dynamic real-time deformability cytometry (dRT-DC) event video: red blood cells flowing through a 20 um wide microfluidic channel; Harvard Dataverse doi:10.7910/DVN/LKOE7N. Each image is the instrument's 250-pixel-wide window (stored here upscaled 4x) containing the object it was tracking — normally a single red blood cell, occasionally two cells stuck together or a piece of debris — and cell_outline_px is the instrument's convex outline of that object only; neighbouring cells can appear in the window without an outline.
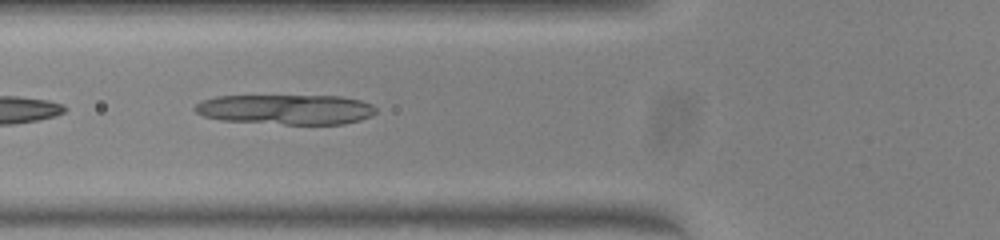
{"species": "common noctule bat (a hibernating species)", "species_latin": "Nyctalus noctula", "temperature_condition": "warm", "stored_images_in_passage": 35, "camera_frame_rate_fps": 3000, "um_per_image_px": 0.085, "animal": {"sex": "female", "body_mass_g": 23.0, "forearm_length_mm": 53.4}, "frame": {"image": 1, "passage_image": 4, "time_ms": 1.0, "image_size_px": [1000, 240], "cell_outline_px": [[376, 112], [372, 116], [360, 120], [344, 124], [284, 124], [220, 120], [204, 116], [196, 112], [192, 108], [196, 104], [204, 100], [216, 96], [340, 96], [360, 100], [372, 104], [376, 108]], "centroid_in_image_um": [24.33, 9.3], "position_along_channel_um": 101.5, "area_um2": 31.67}}
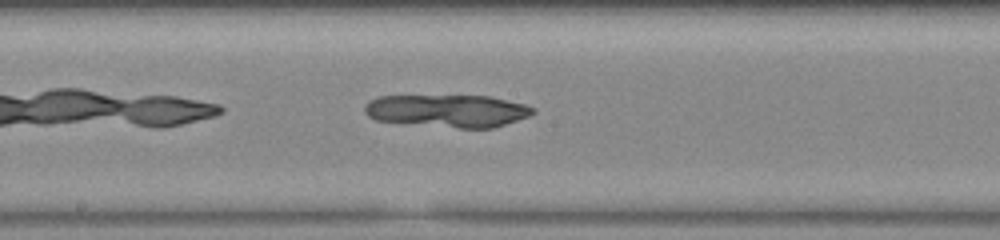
{"frame": {"image": 2, "passage_image": 12, "time_ms": 3.667, "image_size_px": [1000, 240], "cell_outline_px": [[536, 112], [528, 116], [492, 128], [460, 128], [376, 120], [368, 116], [364, 112], [364, 104], [376, 96], [488, 96], [524, 104], [536, 108]], "centroid_in_image_um": [38.02, 9.41], "position_along_channel_um": 210.2, "area_um2": 31.73}}
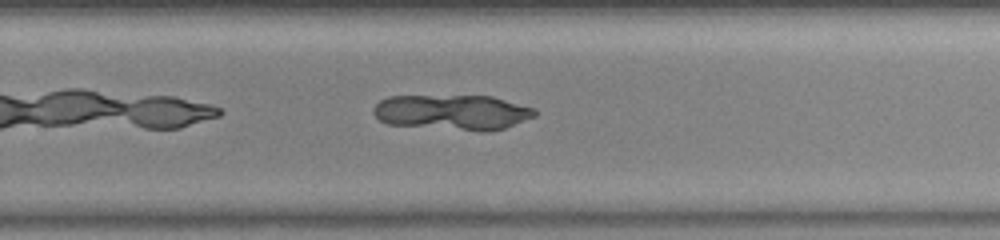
{"frame": {"image": 3, "passage_image": 18, "time_ms": 5.667, "image_size_px": [1000, 240], "cell_outline_px": [[536, 116], [504, 128], [488, 132], [480, 132], [388, 124], [380, 120], [372, 112], [372, 108], [380, 100], [388, 96], [492, 96], [536, 108]], "centroid_in_image_um": [38.47, 9.55], "position_along_channel_um": 291.3, "area_um2": 33.47}}